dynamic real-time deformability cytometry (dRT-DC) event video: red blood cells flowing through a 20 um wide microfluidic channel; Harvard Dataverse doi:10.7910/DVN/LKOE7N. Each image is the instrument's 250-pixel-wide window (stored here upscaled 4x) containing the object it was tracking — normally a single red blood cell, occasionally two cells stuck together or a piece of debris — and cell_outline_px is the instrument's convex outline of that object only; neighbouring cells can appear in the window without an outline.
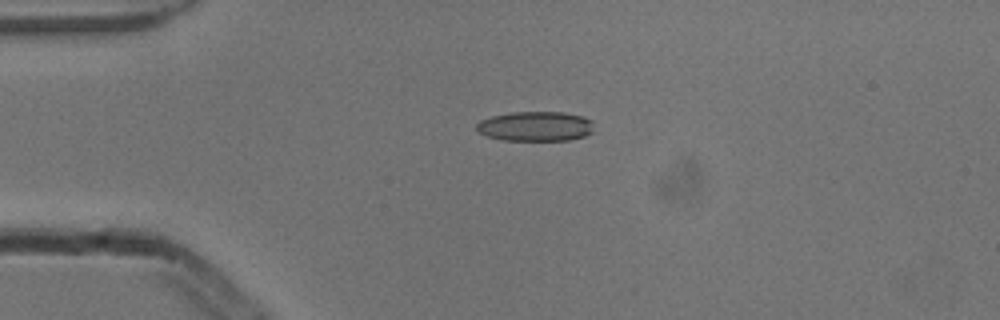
{"species": "common noctule bat (a hibernating species)", "species_latin": "Nyctalus noctula", "temperature_condition": "cold", "stored_images_in_passage": 1, "camera_frame_rate_fps": 3000, "um_per_image_px": 0.085, "animal": {"sex": "male", "body_mass_g": 13.3}, "frame": {"image": 1, "passage_image": 1, "time_ms": 0.0, "image_size_px": [1000, 320], "cell_outline_px": [[592, 132], [584, 136], [568, 140], [504, 140], [488, 136], [480, 132], [476, 128], [476, 124], [480, 120], [492, 116], [512, 112], [564, 112], [584, 116], [592, 120]], "centroid_in_image_um": [45.53, 10.72], "position_along_channel_um": 39.5, "area_um2": 20.29}}